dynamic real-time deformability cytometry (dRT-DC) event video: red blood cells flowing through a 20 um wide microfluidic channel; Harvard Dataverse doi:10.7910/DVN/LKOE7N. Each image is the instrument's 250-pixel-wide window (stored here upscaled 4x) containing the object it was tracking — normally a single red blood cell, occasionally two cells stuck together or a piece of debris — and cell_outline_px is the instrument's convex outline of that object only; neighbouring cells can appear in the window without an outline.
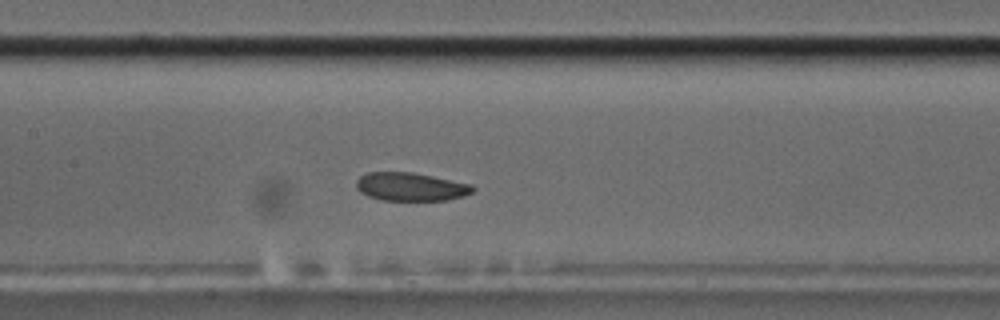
{"species": "common noctule bat (a hibernating species)", "species_latin": "Nyctalus noctula", "temperature_condition": "cold", "stored_images_in_passage": 51, "camera_frame_rate_fps": 3000, "um_per_image_px": 0.085, "animal": {"sex": "male", "body_mass_g": 17.5, "forearm_length_mm": 52.3}, "frame": {"image": 1, "passage_image": 21, "time_ms": 6.667, "image_size_px": [1000, 320], "cell_outline_px": [[476, 188], [472, 192], [464, 196], [448, 200], [380, 200], [368, 196], [360, 192], [356, 188], [356, 180], [360, 176], [368, 172], [412, 172], [472, 184]], "centroid_in_image_um": [34.91, 15.87], "position_along_channel_um": 172.5, "area_um2": 19.31}}
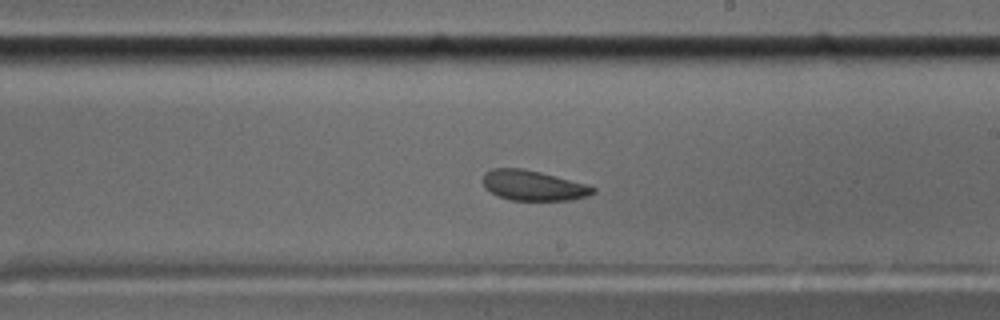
{"frame": {"image": 2, "passage_image": 27, "time_ms": 8.667, "image_size_px": [1000, 320], "cell_outline_px": [[596, 192], [588, 196], [572, 200], [512, 200], [500, 196], [484, 188], [480, 180], [484, 172], [492, 168], [520, 168], [540, 172], [588, 184], [596, 188]], "centroid_in_image_um": [45.31, 15.76], "position_along_channel_um": 243.7, "area_um2": 19.54}}
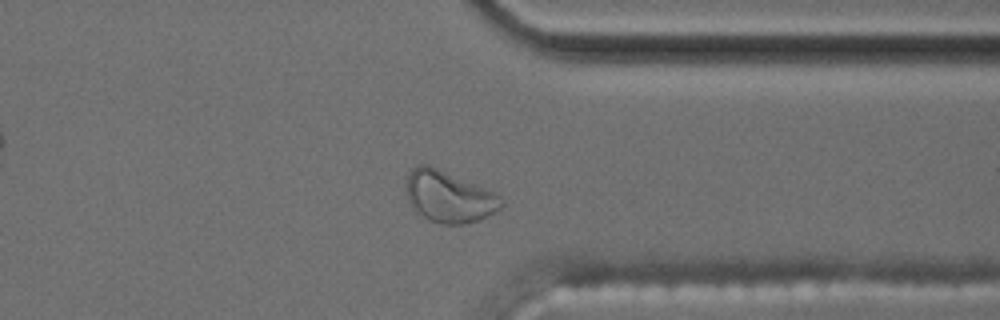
{"frame": {"image": 3, "passage_image": 38, "time_ms": 12.333, "image_size_px": [1000, 320], "cell_outline_px": [[504, 204], [496, 212], [476, 220], [464, 224], [440, 224], [428, 220], [416, 212], [408, 200], [408, 172], [416, 164], [428, 164], [496, 192], [500, 196]], "centroid_in_image_um": [38.17, 16.71], "position_along_channel_um": 373.2, "area_um2": 28.44}, "authors_computed_cell_mechanics": {"area_um2": 20.4034, "velocity_mm_per_s": 3.5748, "shape_relaxation_time_tau1_ms": null, "shape_relaxation_time_tau2_ms": 4.5518, "deformation_change_tau1": null, "deformation_change_tau2": 0.0727}}